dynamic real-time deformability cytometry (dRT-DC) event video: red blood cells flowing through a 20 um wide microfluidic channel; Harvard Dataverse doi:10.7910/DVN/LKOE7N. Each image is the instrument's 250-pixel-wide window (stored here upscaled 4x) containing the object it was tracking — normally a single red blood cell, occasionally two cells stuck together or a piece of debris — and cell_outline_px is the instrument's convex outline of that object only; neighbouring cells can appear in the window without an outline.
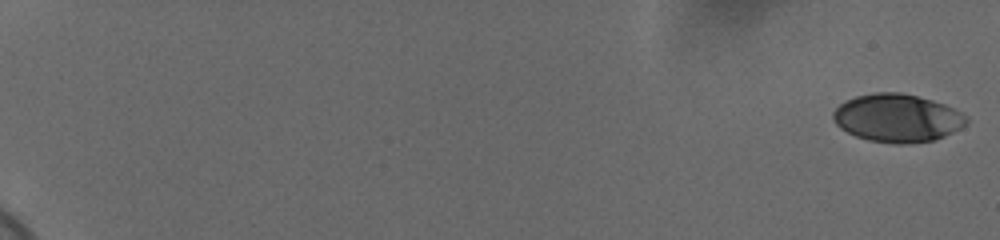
{"species": "human", "species_latin": "Homo sapiens", "temperature_condition": "cold", "stored_images_in_passage": 59, "camera_frame_rate_fps": 3000, "um_per_image_px": 0.085, "donor": {"sex": "female"}, "frame": {"image": 1, "passage_image": 1, "time_ms": 0.0, "image_size_px": [1000, 240], "cell_outline_px": [[968, 120], [960, 128], [936, 140], [908, 144], [892, 144], [868, 140], [856, 136], [840, 128], [836, 124], [832, 116], [832, 112], [840, 104], [856, 96], [876, 92], [900, 92], [932, 100], [944, 104], [960, 112]], "centroid_in_image_um": [76.24, 10.04], "position_along_channel_um": 8.8, "area_um2": 37.17}}
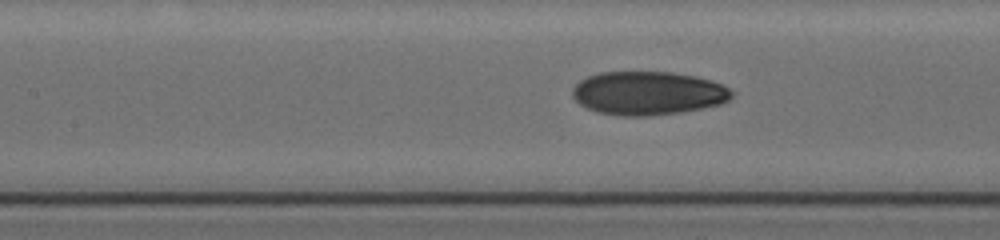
{"frame": {"image": 2, "passage_image": 31, "time_ms": 10.0, "image_size_px": [1000, 240], "cell_outline_px": [[736, 92], [728, 100], [720, 104], [704, 108], [680, 112], [652, 116], [620, 116], [596, 112], [580, 104], [572, 96], [572, 88], [580, 80], [588, 76], [600, 72], [672, 72], [696, 76], [720, 84]], "centroid_in_image_um": [55.07, 7.92], "position_along_channel_um": 152.3, "area_um2": 40.58}}
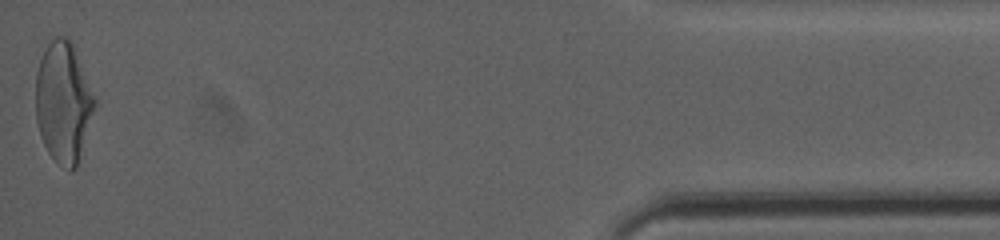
{"frame": {"image": 3, "passage_image": 59, "time_ms": 19.333, "image_size_px": [1000, 240], "cell_outline_px": [[96, 104], [76, 168], [72, 172], [68, 172], [56, 164], [48, 152], [40, 136], [36, 120], [36, 72], [40, 60], [48, 44], [56, 36], [68, 36], [72, 40], [96, 96]], "centroid_in_image_um": [5.4, 8.7], "position_along_channel_um": 429.8, "area_um2": 42.02}, "authors_computed_cell_mechanics": {"area_um2": 39.015, "velocity_mm_per_s": 3.7038, "shape_relaxation_time_tau1_ms": 4.841, "shape_relaxation_time_tau2_ms": 1.8297, "deformation_change_tau1": 0.1722, "deformation_change_tau2": 0.0607}}